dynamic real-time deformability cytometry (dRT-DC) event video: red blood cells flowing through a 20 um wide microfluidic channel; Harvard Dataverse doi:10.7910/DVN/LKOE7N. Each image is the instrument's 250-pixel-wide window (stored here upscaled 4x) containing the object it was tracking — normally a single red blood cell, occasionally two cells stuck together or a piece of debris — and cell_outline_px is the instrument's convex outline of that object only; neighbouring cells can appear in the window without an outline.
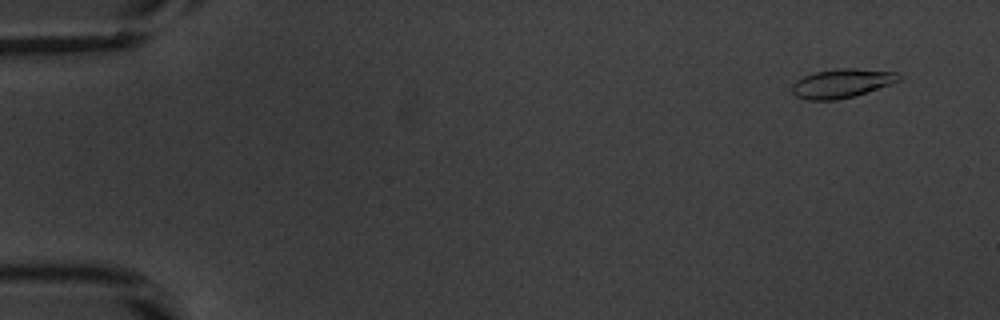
{"species": "common noctule bat (a hibernating species)", "species_latin": "Nyctalus noctula", "temperature_condition": "warm", "stored_images_in_passage": 52, "camera_frame_rate_fps": 3000, "um_per_image_px": 0.085, "animal": {"sex": "male", "body_mass_g": 20.1, "forearm_length_mm": 53.5}, "frame": {"image": 1, "passage_image": 2, "time_ms": 0.333, "image_size_px": [1000, 320], "cell_outline_px": [[900, 80], [892, 84], [856, 96], [836, 100], [808, 100], [796, 96], [792, 92], [792, 84], [796, 80], [804, 76], [816, 72], [836, 68], [856, 68], [896, 72], [900, 76]], "centroid_in_image_um": [71.56, 7.09], "position_along_channel_um": 13.4, "area_um2": 18.15}}
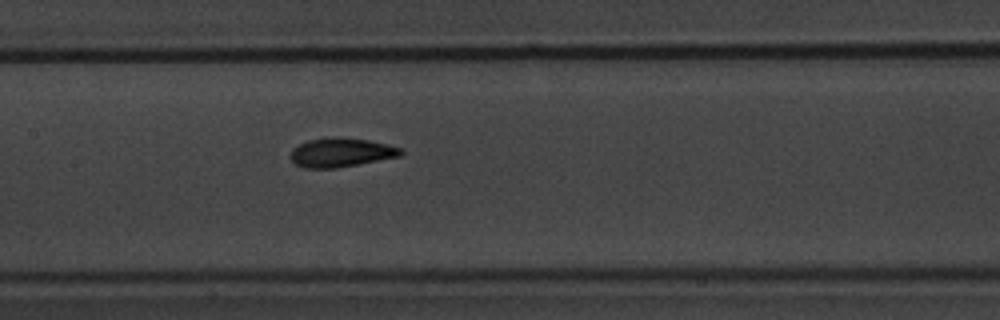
{"frame": {"image": 2, "passage_image": 25, "time_ms": 8.0, "image_size_px": [1000, 320], "cell_outline_px": [[404, 152], [400, 156], [336, 168], [304, 168], [296, 164], [292, 160], [292, 148], [308, 140], [332, 136], [368, 140], [388, 144], [400, 148]], "centroid_in_image_um": [28.99, 12.95], "position_along_channel_um": 178.4, "area_um2": 18.5}}
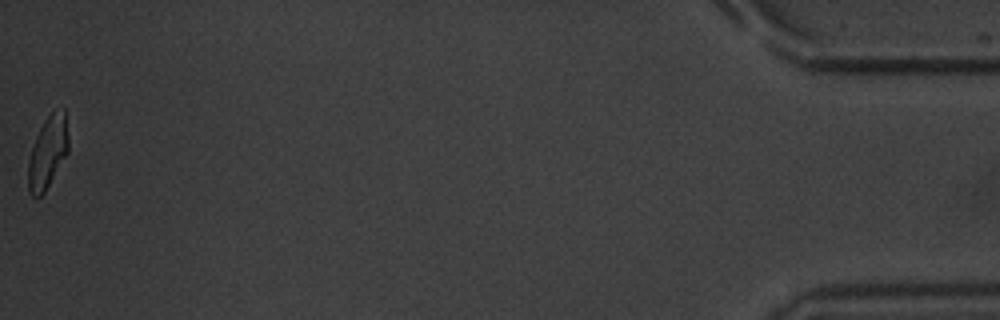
{"frame": {"image": 3, "passage_image": 52, "time_ms": 17.0, "image_size_px": [1000, 320], "cell_outline_px": [[68, 152], [44, 192], [40, 196], [32, 196], [28, 192], [28, 160], [36, 136], [44, 120], [52, 112], [64, 108], [68, 136]], "centroid_in_image_um": [4.05, 12.95], "position_along_channel_um": 431.2, "area_um2": 16.65}, "authors_computed_cell_mechanics": {"area_um2": 18.0336, "velocity_mm_per_s": 3.8287, "shape_relaxation_time_tau1_ms": 3.2452, "shape_relaxation_time_tau2_ms": 1.7252, "deformation_change_tau1": 0.1621, "deformation_change_tau2": 0.0668}}